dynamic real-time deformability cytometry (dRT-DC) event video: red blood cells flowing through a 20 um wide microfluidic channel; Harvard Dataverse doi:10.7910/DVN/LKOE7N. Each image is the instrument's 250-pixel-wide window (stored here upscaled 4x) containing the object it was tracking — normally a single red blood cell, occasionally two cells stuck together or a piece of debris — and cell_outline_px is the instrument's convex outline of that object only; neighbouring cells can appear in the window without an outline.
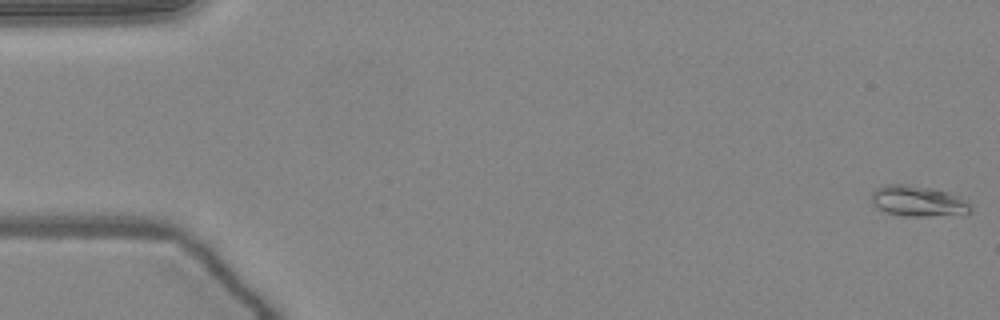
{"species": "common noctule bat (a hibernating species)", "species_latin": "Nyctalus noctula", "temperature_condition": "warm", "stored_images_in_passage": 15, "camera_frame_rate_fps": 3000, "um_per_image_px": 0.085, "animal": {"sex": "female", "body_mass_g": 24.6, "forearm_length_mm": 56.2}, "frame": {"image": 1, "passage_image": 1, "time_ms": 0.0, "image_size_px": [1000, 320], "cell_outline_px": [[972, 208], [964, 216], [900, 216], [876, 208], [872, 204], [872, 192], [876, 188], [884, 184], [904, 184], [932, 188], [948, 192], [960, 196], [968, 200]], "centroid_in_image_um": [78.09, 17.11], "position_along_channel_um": 6.9, "area_um2": 18.26}}